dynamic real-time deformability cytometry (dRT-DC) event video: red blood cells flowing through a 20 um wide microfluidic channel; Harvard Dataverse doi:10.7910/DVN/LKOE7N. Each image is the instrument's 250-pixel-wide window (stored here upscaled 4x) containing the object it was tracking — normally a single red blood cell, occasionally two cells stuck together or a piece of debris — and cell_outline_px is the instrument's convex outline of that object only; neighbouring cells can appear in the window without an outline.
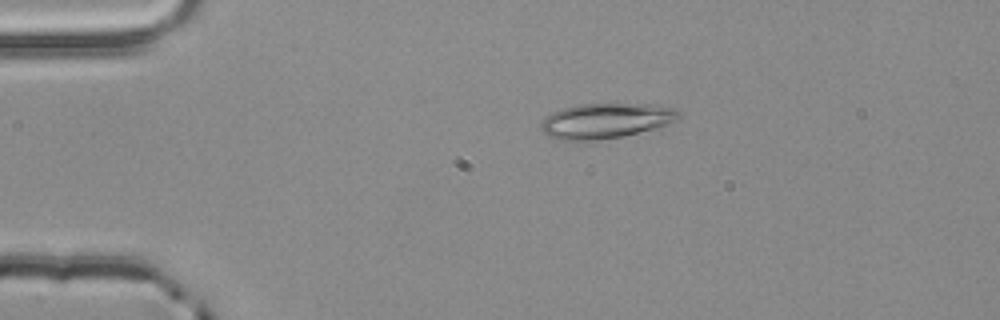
{"species": "common noctule bat (a hibernating species)", "species_latin": "Nyctalus noctula", "temperature_condition": "room temperature", "stored_images_in_passage": 44, "camera_frame_rate_fps": 3000, "um_per_image_px": 0.085, "animal": {"sex": "male", "body_mass_g": 20.4}, "frame": {"image": 1, "passage_image": 1, "time_ms": 0.0, "image_size_px": [1000, 320], "cell_outline_px": [[680, 116], [668, 124], [656, 128], [624, 136], [596, 140], [556, 140], [548, 136], [540, 128], [540, 124], [552, 112], [560, 108], [580, 104], [652, 104], [676, 108], [680, 112]], "centroid_in_image_um": [51.48, 10.26], "position_along_channel_um": 33.5, "area_um2": 28.26}}
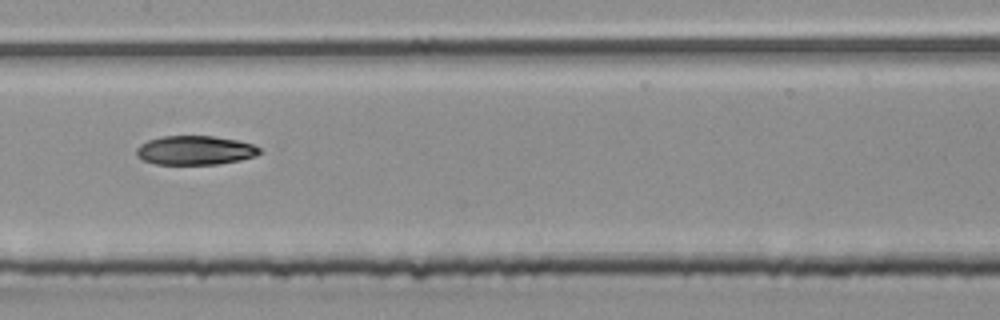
{"frame": {"image": 2, "passage_image": 17, "time_ms": 5.333, "image_size_px": [1000, 320], "cell_outline_px": [[260, 152], [256, 156], [240, 160], [216, 164], [156, 164], [144, 160], [136, 156], [136, 148], [140, 144], [148, 140], [160, 136], [212, 136], [236, 140], [252, 144], [260, 148]], "centroid_in_image_um": [16.55, 12.77], "position_along_channel_um": 190.8, "area_um2": 20.81}}
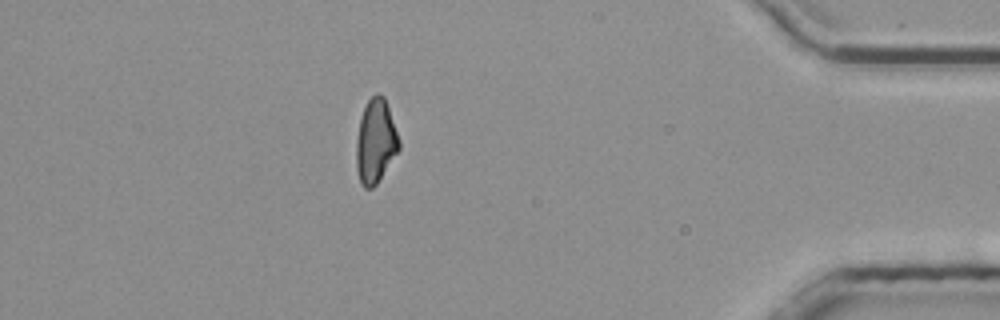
{"frame": {"image": 3, "passage_image": 37, "time_ms": 12.0, "image_size_px": [1000, 320], "cell_outline_px": [[400, 148], [376, 184], [372, 188], [364, 188], [360, 184], [356, 168], [356, 140], [360, 120], [364, 108], [368, 100], [376, 92], [380, 92], [384, 96], [400, 144]], "centroid_in_image_um": [31.9, 12.02], "position_along_channel_um": 403.3, "area_um2": 20.63}, "authors_computed_cell_mechanics": {"area_um2": 21.4727, "velocity_mm_per_s": 3.8817, "shape_relaxation_time_tau1_ms": 6.712, "shape_relaxation_time_tau2_ms": null, "deformation_change_tau1": 0.1876, "deformation_change_tau2": null}}